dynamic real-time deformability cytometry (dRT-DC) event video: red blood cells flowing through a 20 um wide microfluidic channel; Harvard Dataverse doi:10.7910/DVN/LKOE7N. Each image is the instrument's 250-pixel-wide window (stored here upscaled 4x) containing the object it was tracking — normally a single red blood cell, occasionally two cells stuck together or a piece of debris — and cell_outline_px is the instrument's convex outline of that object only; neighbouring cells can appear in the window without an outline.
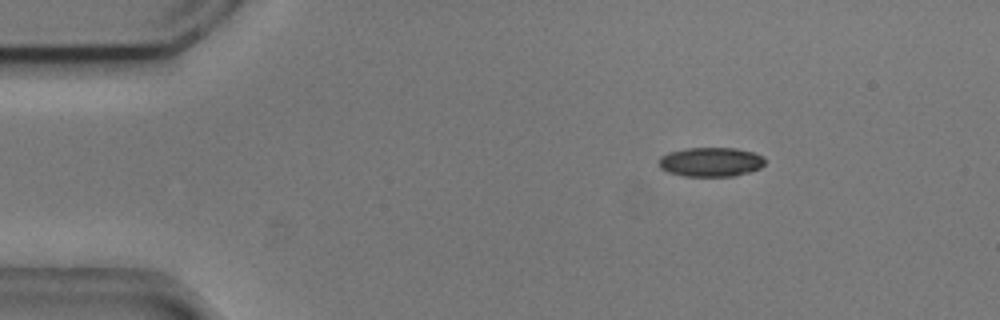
{"species": "common noctule bat (a hibernating species)", "species_latin": "Nyctalus noctula", "temperature_condition": "cold", "stored_images_in_passage": 4, "camera_frame_rate_fps": 3000, "um_per_image_px": 0.085, "animal": {"sex": "male", "body_mass_g": 20.5, "forearm_length_mm": 52.5}, "frame": {"image": 1, "passage_image": 2, "time_ms": 0.333, "image_size_px": [1000, 320], "cell_outline_px": [[764, 164], [760, 168], [736, 176], [684, 176], [668, 172], [660, 168], [656, 164], [656, 160], [660, 156], [668, 152], [688, 148], [736, 148], [752, 152], [764, 156]], "centroid_in_image_um": [60.36, 13.76], "position_along_channel_um": 24.6, "area_um2": 18.32}}
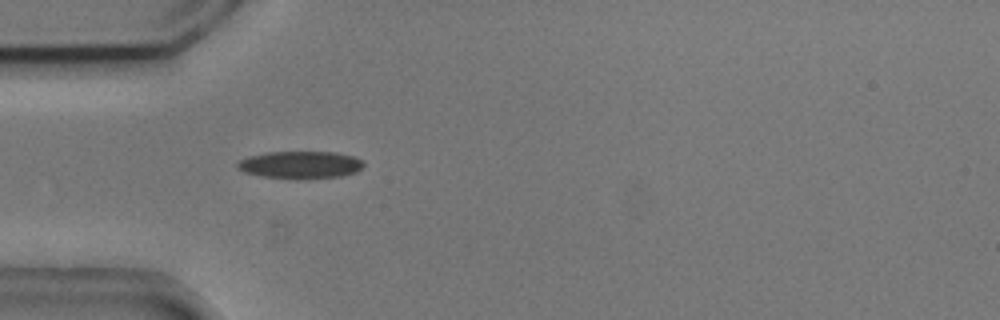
{"frame": {"image": 2, "passage_image": 4, "time_ms": 1.0, "image_size_px": [1000, 320], "cell_outline_px": [[364, 164], [356, 172], [340, 176], [300, 180], [264, 176], [244, 172], [236, 168], [236, 164], [240, 160], [248, 156], [268, 152], [336, 152], [352, 156], [364, 160]], "centroid_in_image_um": [25.53, 14.01], "position_along_channel_um": 59.5, "area_um2": 20.29}}